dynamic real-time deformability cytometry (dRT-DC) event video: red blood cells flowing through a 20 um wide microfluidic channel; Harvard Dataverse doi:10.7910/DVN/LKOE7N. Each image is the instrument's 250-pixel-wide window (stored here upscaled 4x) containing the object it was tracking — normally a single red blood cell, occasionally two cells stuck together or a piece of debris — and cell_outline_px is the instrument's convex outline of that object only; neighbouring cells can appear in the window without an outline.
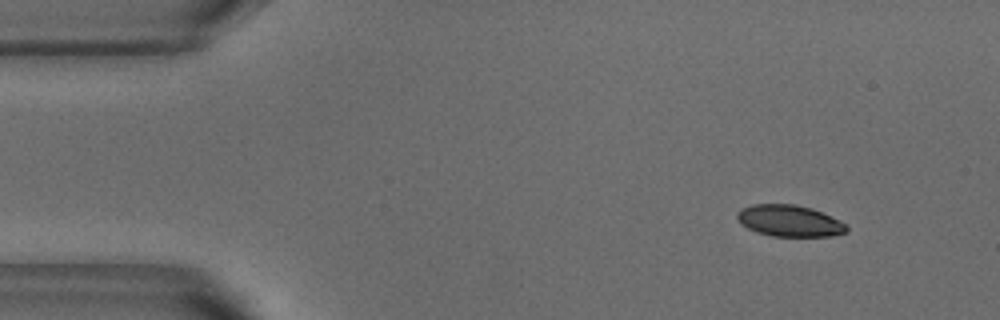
{"species": "common noctule bat (a hibernating species)", "species_latin": "Nyctalus noctula", "temperature_condition": "warm", "stored_images_in_passage": 48, "camera_frame_rate_fps": 3000, "um_per_image_px": 0.085, "animal": {"sex": "male", "body_mass_g": 18.8}, "frame": {"image": 1, "passage_image": 1, "time_ms": 0.0, "image_size_px": [1000, 320], "cell_outline_px": [[848, 232], [832, 236], [772, 236], [756, 232], [740, 224], [736, 216], [736, 212], [740, 208], [752, 204], [796, 204], [812, 208], [840, 220], [848, 224]], "centroid_in_image_um": [67.1, 18.76], "position_along_channel_um": 17.9, "area_um2": 20.4}}
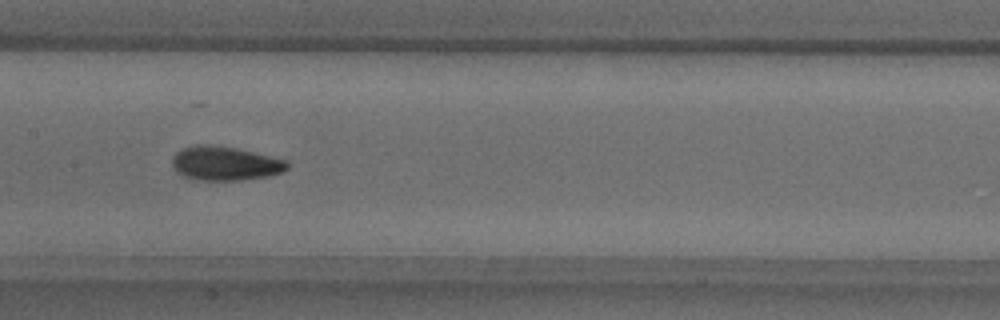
{"frame": {"image": 2, "passage_image": 21, "time_ms": 6.667, "image_size_px": [1000, 320], "cell_outline_px": [[288, 168], [280, 172], [268, 176], [240, 180], [200, 180], [184, 176], [176, 172], [172, 164], [172, 156], [176, 152], [184, 148], [196, 144], [208, 144], [236, 148], [288, 160]], "centroid_in_image_um": [19.11, 13.88], "position_along_channel_um": 188.3, "area_um2": 22.77}}
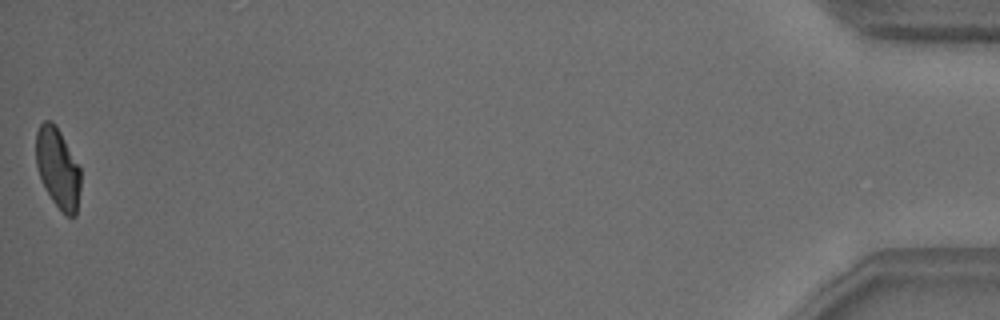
{"frame": {"image": 3, "passage_image": 48, "time_ms": 15.667, "image_size_px": [1000, 320], "cell_outline_px": [[80, 188], [76, 216], [68, 216], [52, 200], [44, 188], [36, 164], [36, 132], [40, 124], [44, 120], [52, 120], [56, 124], [80, 168]], "centroid_in_image_um": [4.9, 14.26], "position_along_channel_um": 430.3, "area_um2": 20.75}, "authors_computed_cell_mechanics": {"area_um2": 21.9929, "velocity_mm_per_s": 3.8038, "shape_relaxation_time_tau1_ms": 3.5997, "shape_relaxation_time_tau2_ms": 1.9128, "deformation_change_tau1": 0.1325, "deformation_change_tau2": 0.0644}}